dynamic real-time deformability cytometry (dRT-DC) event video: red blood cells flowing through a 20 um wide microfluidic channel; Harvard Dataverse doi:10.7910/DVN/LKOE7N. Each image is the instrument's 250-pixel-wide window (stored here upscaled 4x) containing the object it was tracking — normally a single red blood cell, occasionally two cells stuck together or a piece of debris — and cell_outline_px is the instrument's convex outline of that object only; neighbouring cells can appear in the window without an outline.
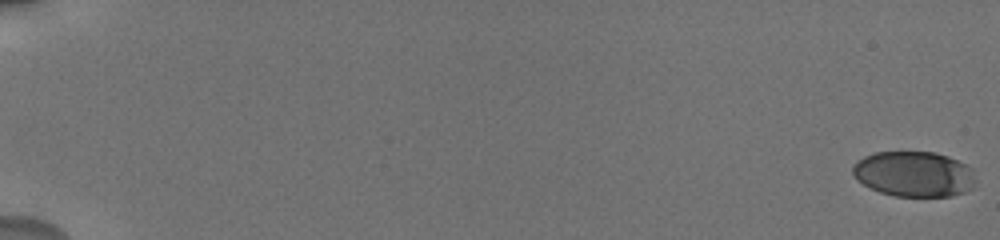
{"species": "human", "species_latin": "Homo sapiens", "temperature_condition": "cold", "stored_images_in_passage": 53, "camera_frame_rate_fps": 3000, "um_per_image_px": 0.085, "donor": {"sex": "male"}, "frame": {"image": 1, "passage_image": 1, "time_ms": 0.0, "image_size_px": [1000, 240], "cell_outline_px": [[976, 180], [972, 188], [964, 192], [952, 196], [896, 196], [880, 192], [856, 180], [852, 172], [852, 164], [856, 160], [864, 156], [876, 152], [936, 152], [948, 156], [972, 168]], "centroid_in_image_um": [77.68, 14.79], "position_along_channel_um": 7.3, "area_um2": 32.66}}
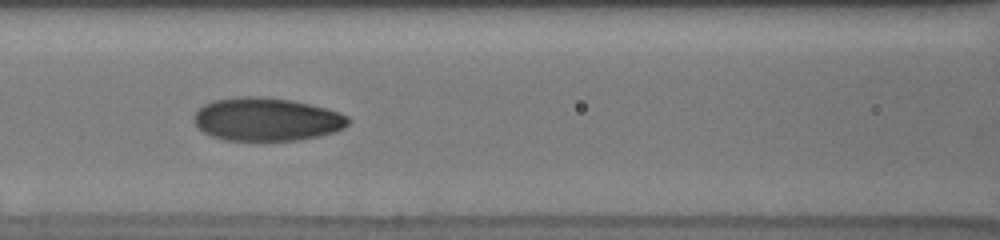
{"frame": {"image": 2, "passage_image": 31, "time_ms": 9.333, "image_size_px": [1000, 240], "cell_outline_px": [[352, 120], [344, 128], [336, 132], [320, 136], [300, 140], [224, 140], [212, 136], [204, 132], [192, 120], [192, 116], [204, 104], [212, 100], [236, 96], [264, 96], [292, 100], [340, 112], [348, 116]], "centroid_in_image_um": [22.67, 10.13], "position_along_channel_um": 143.9, "area_um2": 39.19}}
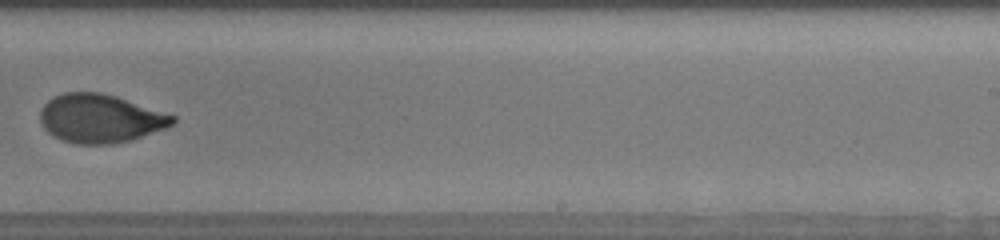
{"frame": {"image": 3, "passage_image": 43, "time_ms": 13.0, "image_size_px": [1000, 240], "cell_outline_px": [[176, 120], [172, 124], [164, 128], [132, 140], [112, 144], [76, 144], [60, 140], [52, 136], [44, 128], [40, 120], [40, 108], [52, 96], [64, 92], [100, 92], [116, 96], [176, 116]], "centroid_in_image_um": [8.48, 10.07], "position_along_channel_um": 280.5, "area_um2": 37.63}, "authors_computed_cell_mechanics": {"area_um2": 37.2232, "velocity_mm_per_s": 3.7423, "shape_relaxation_time_tau1_ms": 4.1111, "shape_relaxation_time_tau2_ms": 0.9878, "deformation_change_tau1": 0.1661, "deformation_change_tau2": 0.0523}}